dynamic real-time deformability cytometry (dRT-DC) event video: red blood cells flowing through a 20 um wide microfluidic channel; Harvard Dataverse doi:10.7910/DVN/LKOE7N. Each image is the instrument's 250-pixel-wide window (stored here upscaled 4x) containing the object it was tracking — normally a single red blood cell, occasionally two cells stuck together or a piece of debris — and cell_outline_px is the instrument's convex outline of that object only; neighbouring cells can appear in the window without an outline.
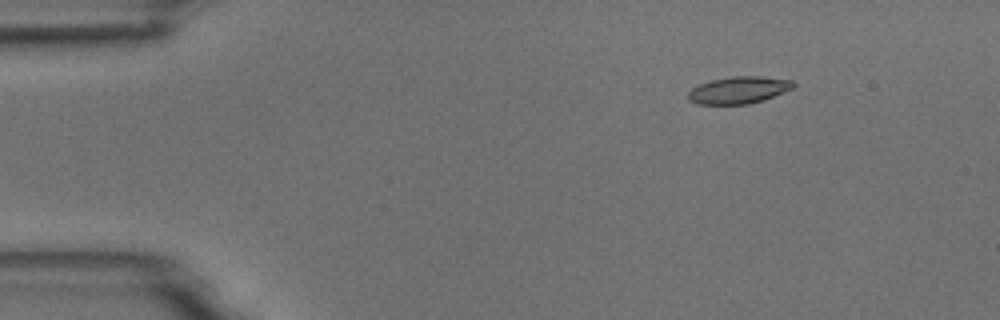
{"species": "common noctule bat (a hibernating species)", "species_latin": "Nyctalus noctula", "temperature_condition": "room temperature", "stored_images_in_passage": 6, "camera_frame_rate_fps": 3000, "um_per_image_px": 0.085, "animal": {"sex": "male", "body_mass_g": 18.8}, "frame": {"image": 1, "passage_image": 2, "time_ms": 2.0, "image_size_px": [1000, 320], "cell_outline_px": [[796, 84], [792, 88], [772, 96], [748, 104], [696, 104], [688, 100], [688, 92], [692, 88], [700, 84], [712, 80], [732, 76], [760, 76], [792, 80]], "centroid_in_image_um": [62.75, 7.65], "position_along_channel_um": 22.2, "area_um2": 16.36}}
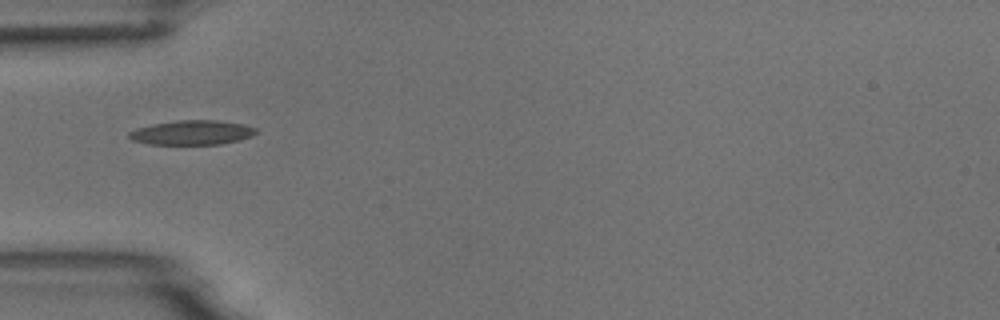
{"frame": {"image": 2, "passage_image": 5, "time_ms": 5.333, "image_size_px": [1000, 320], "cell_outline_px": [[256, 132], [252, 136], [240, 140], [220, 144], [148, 144], [132, 140], [128, 136], [128, 132], [136, 128], [152, 124], [176, 120], [216, 120], [244, 124], [256, 128]], "centroid_in_image_um": [16.31, 11.26], "position_along_channel_um": 68.7, "area_um2": 18.15}}